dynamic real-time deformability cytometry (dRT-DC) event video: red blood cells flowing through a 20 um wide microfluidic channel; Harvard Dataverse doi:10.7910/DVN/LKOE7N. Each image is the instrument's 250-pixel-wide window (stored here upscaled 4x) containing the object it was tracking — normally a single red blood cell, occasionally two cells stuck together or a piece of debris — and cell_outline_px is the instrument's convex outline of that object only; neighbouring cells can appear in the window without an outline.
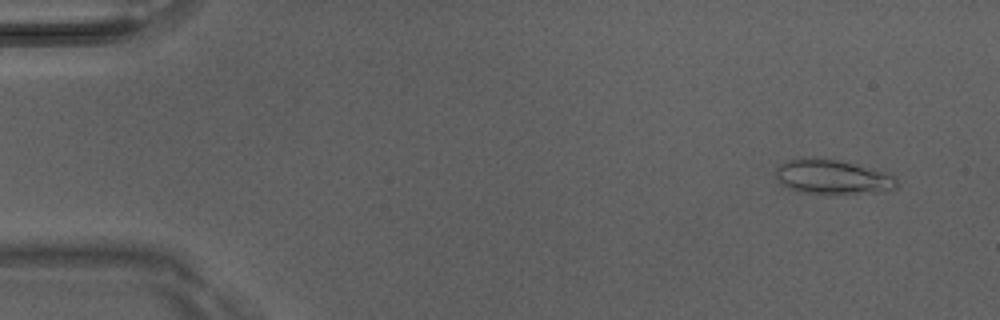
{"species": "Egyptian fruit bat (a non-hibernating species)", "species_latin": "Rousettus aegyptiacus", "temperature_condition": "room temperature", "stored_images_in_passage": 6, "camera_frame_rate_fps": 3000, "um_per_image_px": 0.085, "animal": {"sex": "male"}, "frame": {"image": 1, "passage_image": 2, "time_ms": 0.333, "image_size_px": [1000, 320], "cell_outline_px": [[900, 184], [896, 188], [876, 192], [824, 196], [804, 192], [788, 188], [780, 184], [776, 180], [776, 168], [780, 164], [788, 160], [836, 160], [892, 172]], "centroid_in_image_um": [70.84, 15.1], "position_along_channel_um": 14.2, "area_um2": 24.62}}